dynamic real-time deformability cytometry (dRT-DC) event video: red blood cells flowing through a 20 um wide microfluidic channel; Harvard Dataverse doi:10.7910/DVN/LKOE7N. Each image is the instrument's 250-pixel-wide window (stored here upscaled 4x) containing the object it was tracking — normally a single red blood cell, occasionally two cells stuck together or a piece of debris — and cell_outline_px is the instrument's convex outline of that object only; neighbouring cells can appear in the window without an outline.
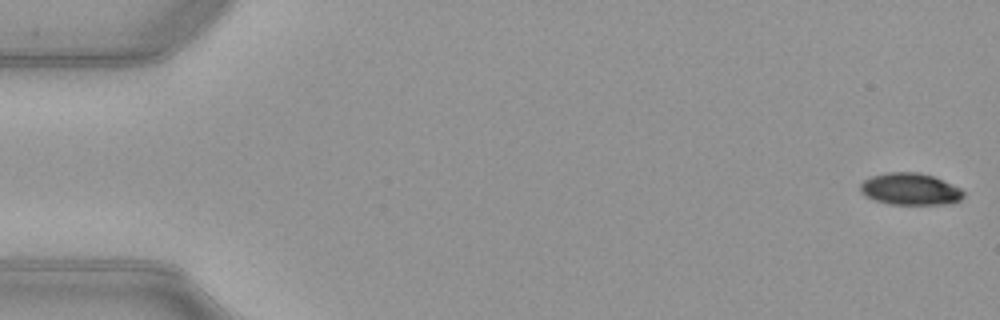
{"species": "common noctule bat (a hibernating species)", "species_latin": "Nyctalus noctula", "temperature_condition": "warm", "stored_images_in_passage": 52, "camera_frame_rate_fps": 3000, "um_per_image_px": 0.085, "animal": {"sex": "female", "body_mass_g": 21.9}, "frame": {"image": 1, "passage_image": 1, "time_ms": 0.0, "image_size_px": [1000, 320], "cell_outline_px": [[964, 196], [960, 200], [952, 204], [888, 204], [864, 196], [860, 192], [860, 184], [864, 180], [872, 176], [888, 172], [920, 172], [932, 176], [960, 188], [964, 192]], "centroid_in_image_um": [77.36, 16.08], "position_along_channel_um": 7.6, "area_um2": 19.19}}
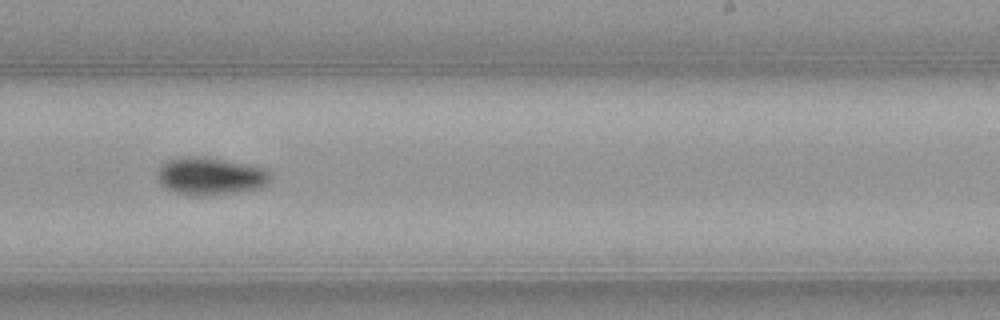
{"frame": {"image": 2, "passage_image": 32, "time_ms": 10.333, "image_size_px": [1000, 320], "cell_outline_px": [[268, 180], [260, 188], [236, 192], [208, 196], [188, 196], [168, 192], [160, 184], [156, 172], [168, 160], [176, 156], [204, 156], [224, 160], [260, 168], [268, 172]], "centroid_in_image_um": [17.74, 15.0], "position_along_channel_um": 271.3, "area_um2": 24.8}}
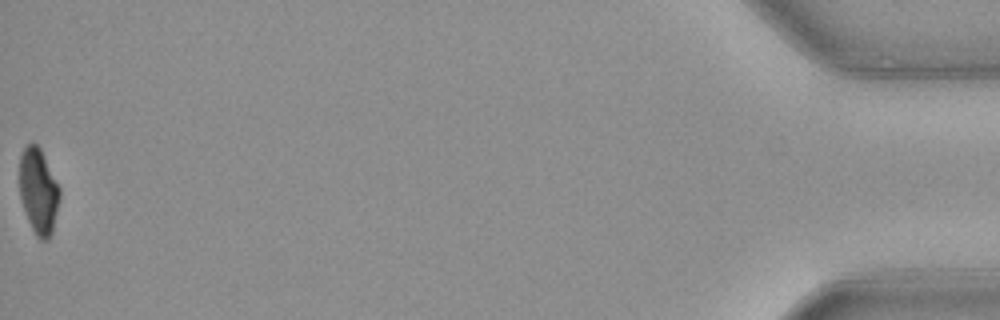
{"frame": {"image": 3, "passage_image": 52, "time_ms": 17.0, "image_size_px": [1000, 320], "cell_outline_px": [[60, 196], [52, 232], [48, 240], [40, 240], [36, 236], [28, 220], [20, 196], [20, 156], [24, 148], [32, 140], [40, 148], [60, 188]], "centroid_in_image_um": [3.27, 16.24], "position_along_channel_um": 431.9, "area_um2": 19.83}, "authors_computed_cell_mechanics": {"area_um2": 22.2819, "velocity_mm_per_s": 4.0045, "shape_relaxation_time_tau1_ms": 5.3749, "shape_relaxation_time_tau2_ms": null, "deformation_change_tau1": 0.1703, "deformation_change_tau2": null}}